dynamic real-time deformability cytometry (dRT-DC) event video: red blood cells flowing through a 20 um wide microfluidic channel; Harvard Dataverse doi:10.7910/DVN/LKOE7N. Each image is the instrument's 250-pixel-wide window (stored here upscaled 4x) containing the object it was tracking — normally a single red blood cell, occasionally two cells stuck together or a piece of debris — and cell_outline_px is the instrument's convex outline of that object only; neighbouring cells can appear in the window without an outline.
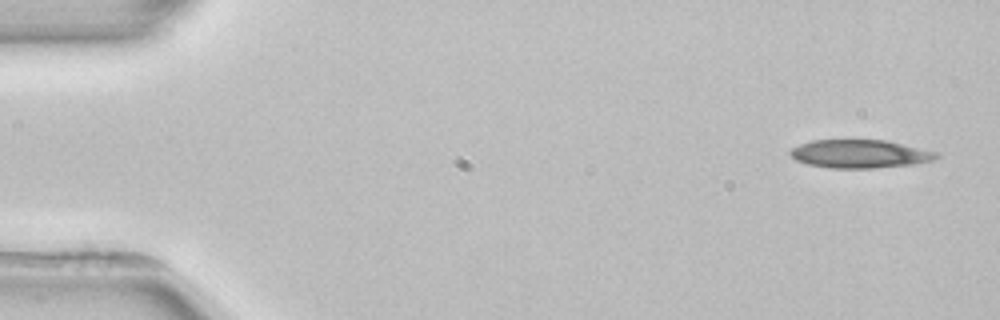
{"species": "common noctule bat (a hibernating species)", "species_latin": "Nyctalus noctula", "temperature_condition": "room temperature", "stored_images_in_passage": 4, "camera_frame_rate_fps": 3000, "um_per_image_px": 0.085, "animal": {"sex": "female", "body_mass_g": 22.7, "forearm_length_mm": 54.2}, "frame": {"image": 1, "passage_image": 1, "time_ms": 0.0, "image_size_px": [1000, 320], "cell_outline_px": [[940, 156], [936, 160], [912, 164], [876, 168], [832, 168], [808, 164], [796, 160], [788, 152], [792, 148], [800, 144], [812, 140], [888, 140], [936, 152]], "centroid_in_image_um": [73.1, 13.08], "position_along_channel_um": 11.9, "area_um2": 24.04}}
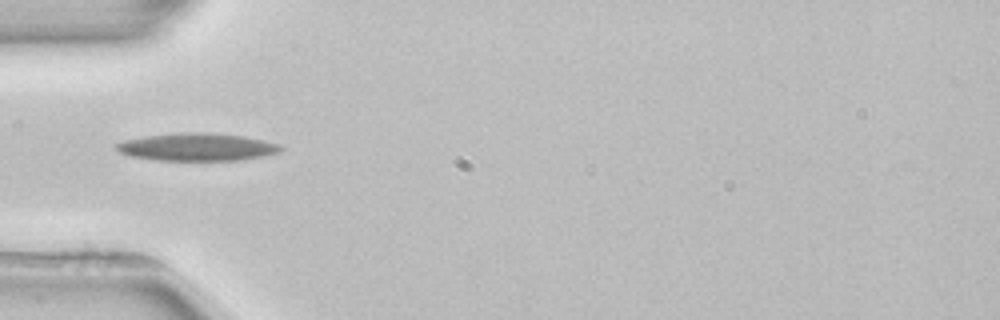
{"frame": {"image": 2, "passage_image": 4, "time_ms": 4.667, "image_size_px": [1000, 320], "cell_outline_px": [[284, 148], [280, 152], [264, 156], [240, 160], [156, 160], [132, 156], [120, 152], [116, 148], [116, 144], [124, 140], [144, 136], [180, 132], [204, 132], [240, 136], [280, 144]], "centroid_in_image_um": [16.75, 12.49], "position_along_channel_um": 68.2, "area_um2": 26.3}}